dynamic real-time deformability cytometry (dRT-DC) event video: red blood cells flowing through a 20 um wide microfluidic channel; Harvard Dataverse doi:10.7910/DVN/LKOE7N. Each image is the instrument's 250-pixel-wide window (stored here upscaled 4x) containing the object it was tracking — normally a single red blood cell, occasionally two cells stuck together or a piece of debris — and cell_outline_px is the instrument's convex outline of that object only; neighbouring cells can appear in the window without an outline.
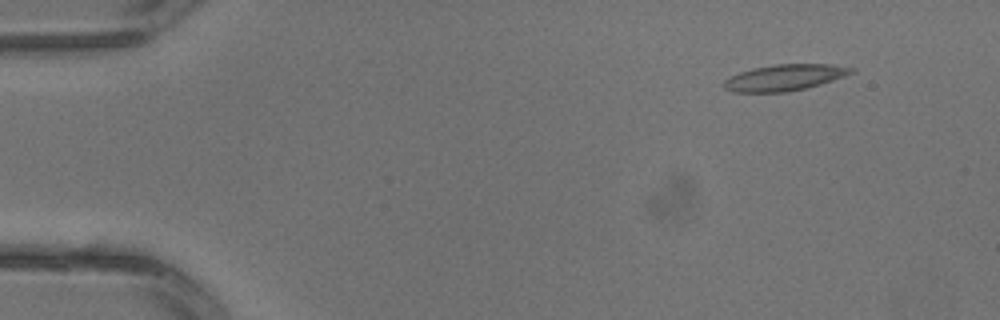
{"species": "common noctule bat (a hibernating species)", "species_latin": "Nyctalus noctula", "temperature_condition": "warm", "stored_images_in_passage": 3, "camera_frame_rate_fps": 3000, "um_per_image_px": 0.085, "animal": {"sex": "male", "body_mass_g": 13.3}, "frame": {"image": 1, "passage_image": 2, "time_ms": 0.333, "image_size_px": [1000, 320], "cell_outline_px": [[856, 72], [820, 84], [788, 92], [732, 92], [724, 88], [724, 80], [740, 72], [752, 68], [776, 64], [832, 64], [856, 68]], "centroid_in_image_um": [66.71, 6.58], "position_along_channel_um": 18.3, "area_um2": 19.42}}